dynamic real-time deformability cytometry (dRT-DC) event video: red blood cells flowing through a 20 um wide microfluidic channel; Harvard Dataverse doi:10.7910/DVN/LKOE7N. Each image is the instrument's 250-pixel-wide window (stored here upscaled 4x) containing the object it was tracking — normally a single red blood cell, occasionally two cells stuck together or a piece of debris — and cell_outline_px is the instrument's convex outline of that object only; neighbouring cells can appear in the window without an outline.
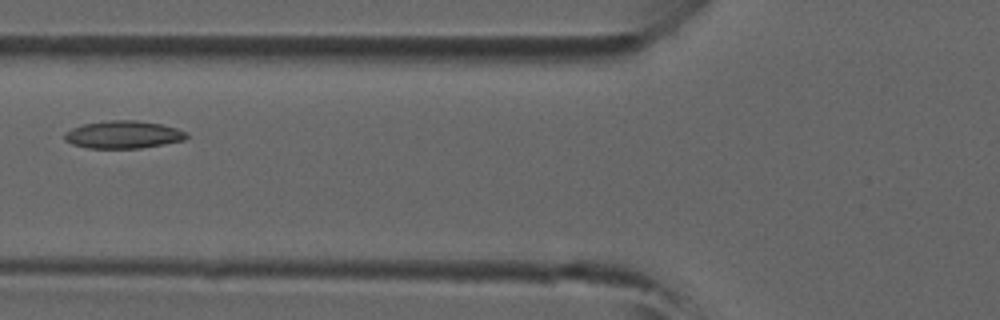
{"species": "common noctule bat (a hibernating species)", "species_latin": "Nyctalus noctula", "temperature_condition": "room temperature", "stored_images_in_passage": 3, "camera_frame_rate_fps": 3000, "um_per_image_px": 0.085, "animal": {"sex": "male", "forearm_length_mm": 52.5}, "frame": {"image": 1, "passage_image": 3, "time_ms": 0.667, "image_size_px": [1000, 320], "cell_outline_px": [[188, 136], [184, 140], [164, 144], [140, 148], [88, 148], [72, 144], [64, 140], [64, 132], [72, 128], [84, 124], [108, 120], [136, 120], [160, 124], [176, 128], [188, 132]], "centroid_in_image_um": [10.47, 11.44], "position_along_channel_um": 115.3, "area_um2": 19.65}}